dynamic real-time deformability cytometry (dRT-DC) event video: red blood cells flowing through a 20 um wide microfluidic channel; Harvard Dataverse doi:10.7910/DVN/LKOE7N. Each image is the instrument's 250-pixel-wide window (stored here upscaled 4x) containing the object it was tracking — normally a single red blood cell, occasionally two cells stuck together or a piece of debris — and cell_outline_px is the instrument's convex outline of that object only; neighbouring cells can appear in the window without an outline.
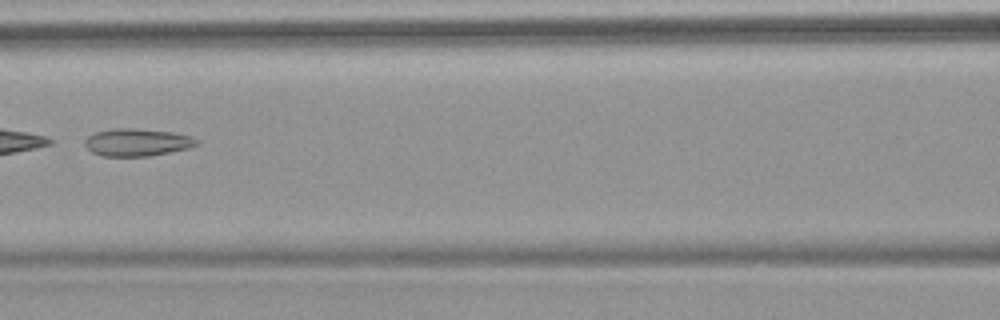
{"species": "common noctule bat (a hibernating species)", "species_latin": "Nyctalus noctula", "temperature_condition": "warm", "stored_images_in_passage": 7, "camera_frame_rate_fps": 3000, "um_per_image_px": 0.085, "animal": {"sex": "female", "body_mass_g": 18.4}, "frame": {"image": 1, "passage_image": 7, "time_ms": 7.667, "image_size_px": [1000, 320], "cell_outline_px": [[200, 144], [188, 148], [148, 156], [104, 156], [92, 152], [84, 144], [84, 140], [88, 136], [96, 132], [112, 128], [136, 128], [172, 132], [192, 136], [200, 140]], "centroid_in_image_um": [11.68, 12.08], "position_along_channel_um": 154.9, "area_um2": 17.98}}